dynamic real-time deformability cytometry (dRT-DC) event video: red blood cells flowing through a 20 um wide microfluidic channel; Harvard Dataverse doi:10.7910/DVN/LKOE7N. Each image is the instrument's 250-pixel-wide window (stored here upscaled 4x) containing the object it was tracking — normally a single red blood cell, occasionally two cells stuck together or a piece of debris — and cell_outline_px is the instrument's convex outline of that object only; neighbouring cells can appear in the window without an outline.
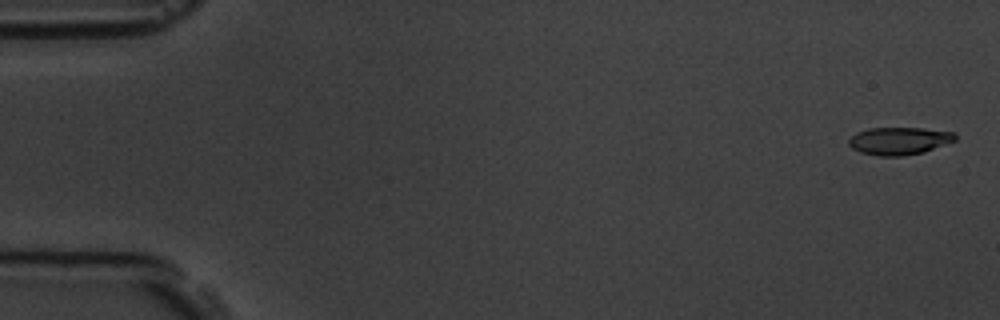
{"species": "common noctule bat (a hibernating species)", "species_latin": "Nyctalus noctula", "temperature_condition": "room temperature", "stored_images_in_passage": 5, "camera_frame_rate_fps": 3000, "um_per_image_px": 0.085, "animal": {"sex": "male", "body_mass_g": 19.5, "forearm_length_mm": 54.6}, "frame": {"image": 1, "passage_image": 1, "time_ms": 0.0, "image_size_px": [1000, 320], "cell_outline_px": [[956, 140], [924, 152], [900, 156], [880, 156], [860, 152], [852, 148], [848, 144], [848, 140], [856, 132], [868, 128], [920, 128], [956, 132]], "centroid_in_image_um": [76.42, 11.97], "position_along_channel_um": 8.6, "area_um2": 17.11}}